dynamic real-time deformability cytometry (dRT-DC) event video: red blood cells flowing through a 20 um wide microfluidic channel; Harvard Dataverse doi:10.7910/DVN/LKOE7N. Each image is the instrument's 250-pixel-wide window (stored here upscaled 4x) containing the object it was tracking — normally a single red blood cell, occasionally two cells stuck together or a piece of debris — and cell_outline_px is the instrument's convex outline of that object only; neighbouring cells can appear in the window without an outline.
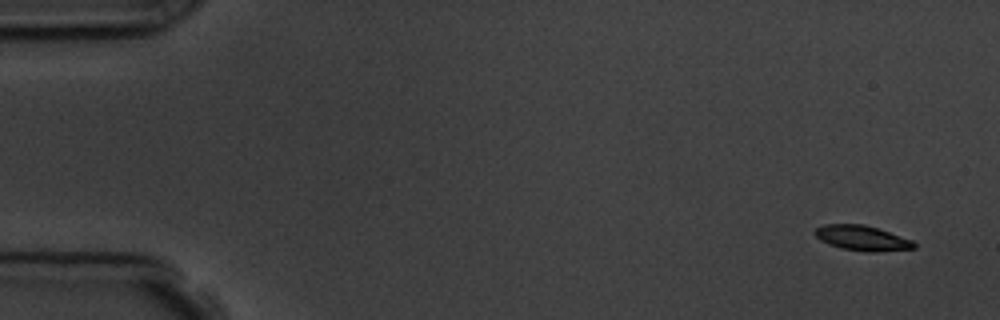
{"species": "common noctule bat (a hibernating species)", "species_latin": "Nyctalus noctula", "temperature_condition": "room temperature", "stored_images_in_passage": 5, "camera_frame_rate_fps": 3000, "um_per_image_px": 0.085, "animal": {"sex": "male", "body_mass_g": 19.5, "forearm_length_mm": 54.6}, "frame": {"image": 1, "passage_image": 1, "time_ms": 0.0, "image_size_px": [1000, 320], "cell_outline_px": [[916, 248], [876, 252], [864, 252], [840, 248], [828, 244], [820, 240], [812, 232], [816, 228], [824, 224], [864, 224], [912, 240], [916, 244]], "centroid_in_image_um": [73.24, 20.24], "position_along_channel_um": 11.8, "area_um2": 14.51}}
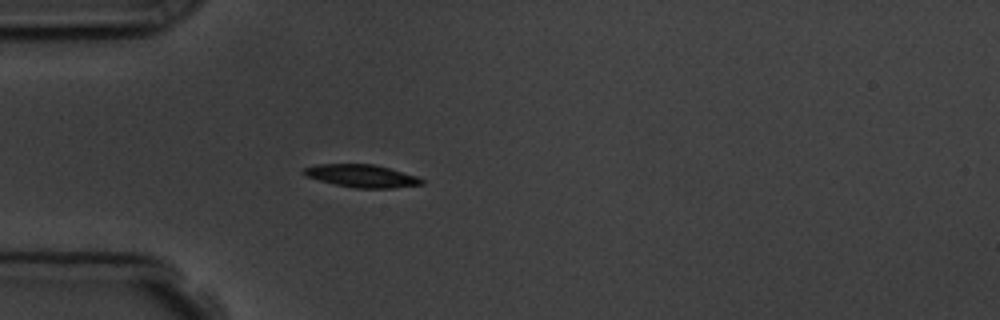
{"frame": {"image": 2, "passage_image": 5, "time_ms": 4.333, "image_size_px": [1000, 320], "cell_outline_px": [[424, 184], [392, 188], [356, 188], [336, 184], [304, 176], [304, 168], [316, 164], [372, 164], [388, 168], [416, 176], [424, 180]], "centroid_in_image_um": [30.74, 14.95], "position_along_channel_um": 54.3, "area_um2": 15.37}}